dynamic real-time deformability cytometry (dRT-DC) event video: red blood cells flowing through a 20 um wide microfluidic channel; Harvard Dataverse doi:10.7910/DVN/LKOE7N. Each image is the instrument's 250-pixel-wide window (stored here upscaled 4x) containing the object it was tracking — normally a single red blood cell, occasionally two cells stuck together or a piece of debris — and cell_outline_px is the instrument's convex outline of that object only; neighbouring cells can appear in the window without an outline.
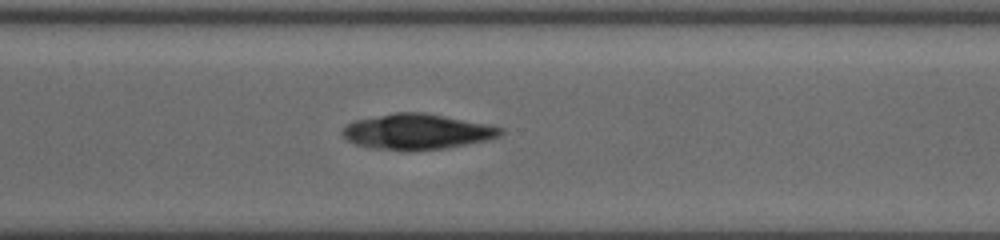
{"species": "common noctule bat (a hibernating species)", "species_latin": "Nyctalus noctula", "temperature_condition": "cold", "stored_images_in_passage": 41, "camera_frame_rate_fps": 3000, "um_per_image_px": 0.085, "animal": {"sex": "female", "body_mass_g": 19.5, "forearm_length_mm": 54.1}, "frame": {"image": 1, "passage_image": 33, "time_ms": 10.667, "image_size_px": [1000, 240], "cell_outline_px": [[504, 132], [500, 136], [488, 140], [448, 148], [376, 148], [356, 144], [348, 140], [344, 136], [344, 124], [352, 120], [396, 112], [424, 112], [492, 124], [504, 128]], "centroid_in_image_um": [35.53, 11.14], "position_along_channel_um": 335.1, "area_um2": 32.25}}
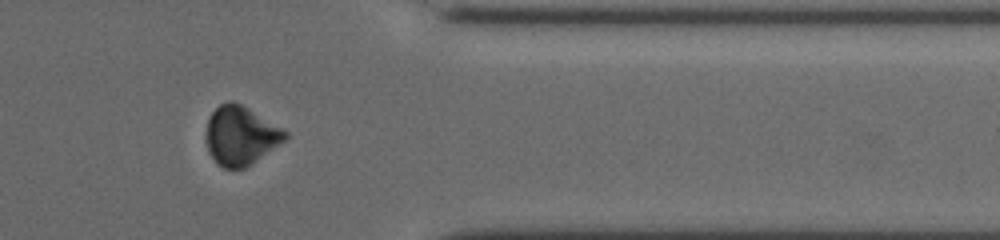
{"frame": {"image": 2, "passage_image": 38, "time_ms": 12.333, "image_size_px": [1000, 240], "cell_outline_px": [[288, 136], [284, 140], [244, 168], [224, 168], [216, 164], [208, 152], [204, 140], [204, 132], [208, 120], [212, 112], [220, 104], [228, 100], [232, 100], [248, 108], [288, 132]], "centroid_in_image_um": [20.37, 11.52], "position_along_channel_um": 391.0, "area_um2": 26.99}}